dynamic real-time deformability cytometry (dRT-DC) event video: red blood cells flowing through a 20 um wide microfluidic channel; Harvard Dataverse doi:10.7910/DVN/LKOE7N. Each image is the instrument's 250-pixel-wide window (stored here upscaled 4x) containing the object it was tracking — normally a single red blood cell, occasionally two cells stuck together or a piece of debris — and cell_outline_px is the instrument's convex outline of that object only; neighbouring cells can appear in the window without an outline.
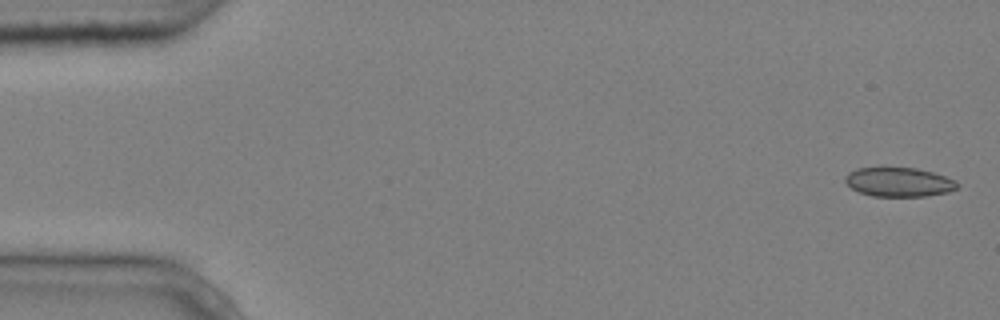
{"species": "common noctule bat (a hibernating species)", "species_latin": "Nyctalus noctula", "temperature_condition": "cold", "stored_images_in_passage": 7, "camera_frame_rate_fps": 3000, "um_per_image_px": 0.085, "animal": {"sex": "male", "body_mass_g": 20.4}, "frame": {"image": 1, "passage_image": 1, "time_ms": 0.0, "image_size_px": [1000, 320], "cell_outline_px": [[956, 188], [948, 192], [924, 196], [872, 196], [860, 192], [852, 188], [844, 180], [844, 176], [848, 172], [856, 168], [884, 164], [916, 168], [932, 172], [956, 180]], "centroid_in_image_um": [76.32, 15.41], "position_along_channel_um": 8.7, "area_um2": 19.71}}
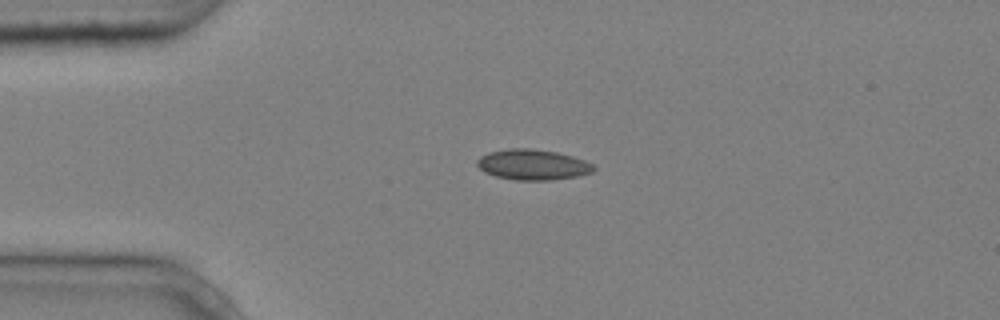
{"frame": {"image": 2, "passage_image": 4, "time_ms": 1.0, "image_size_px": [1000, 320], "cell_outline_px": [[596, 168], [592, 172], [576, 176], [552, 180], [516, 180], [496, 176], [484, 172], [476, 164], [476, 160], [480, 156], [488, 152], [508, 148], [532, 148], [556, 152], [572, 156], [584, 160], [592, 164]], "centroid_in_image_um": [45.25, 13.99], "position_along_channel_um": 39.7, "area_um2": 20.75}}